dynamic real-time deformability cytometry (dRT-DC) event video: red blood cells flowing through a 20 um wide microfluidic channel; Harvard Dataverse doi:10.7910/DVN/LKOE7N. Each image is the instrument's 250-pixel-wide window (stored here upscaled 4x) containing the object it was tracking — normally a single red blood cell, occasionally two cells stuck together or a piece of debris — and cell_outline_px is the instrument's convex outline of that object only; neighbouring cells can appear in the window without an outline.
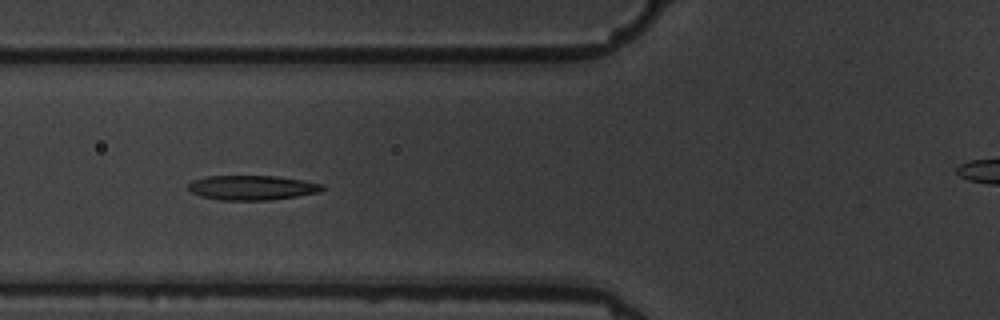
{"species": "common noctule bat (a hibernating species)", "species_latin": "Nyctalus noctula", "temperature_condition": "warm", "stored_images_in_passage": 6, "camera_frame_rate_fps": 3000, "um_per_image_px": 0.085, "animal": {"sex": "male", "body_mass_g": 19.5, "forearm_length_mm": 54.6}, "frame": {"image": 1, "passage_image": 2, "time_ms": 1.0, "image_size_px": [1000, 320], "cell_outline_px": [[324, 188], [320, 192], [272, 200], [220, 200], [200, 196], [192, 192], [188, 188], [188, 184], [192, 180], [204, 176], [276, 176], [304, 180], [324, 184]], "centroid_in_image_um": [21.42, 15.95], "position_along_channel_um": 104.4, "area_um2": 19.36}}
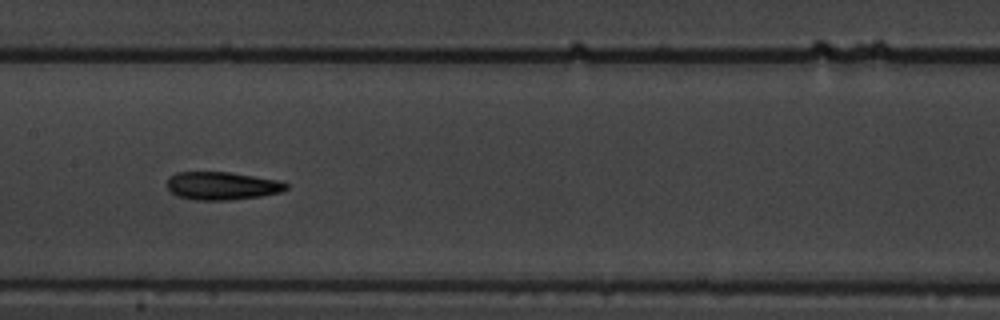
{"frame": {"image": 2, "passage_image": 4, "time_ms": 3.333, "image_size_px": [1000, 320], "cell_outline_px": [[288, 188], [280, 192], [260, 196], [228, 200], [196, 200], [176, 196], [168, 188], [168, 176], [176, 172], [228, 172], [276, 180], [288, 184]], "centroid_in_image_um": [18.83, 15.79], "position_along_channel_um": 188.6, "area_um2": 19.25}}
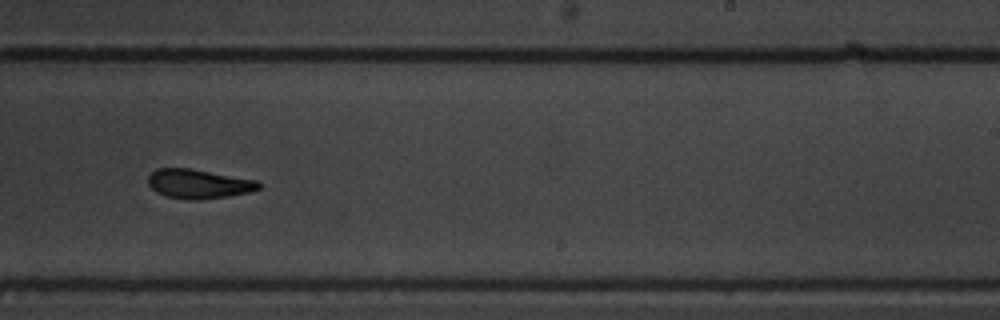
{"frame": {"image": 3, "passage_image": 6, "time_ms": 5.667, "image_size_px": [1000, 320], "cell_outline_px": [[260, 188], [248, 192], [228, 196], [164, 196], [156, 192], [148, 184], [148, 176], [156, 168], [192, 168], [256, 180], [260, 184]], "centroid_in_image_um": [16.85, 15.56], "position_along_channel_um": 272.1, "area_um2": 17.86}}